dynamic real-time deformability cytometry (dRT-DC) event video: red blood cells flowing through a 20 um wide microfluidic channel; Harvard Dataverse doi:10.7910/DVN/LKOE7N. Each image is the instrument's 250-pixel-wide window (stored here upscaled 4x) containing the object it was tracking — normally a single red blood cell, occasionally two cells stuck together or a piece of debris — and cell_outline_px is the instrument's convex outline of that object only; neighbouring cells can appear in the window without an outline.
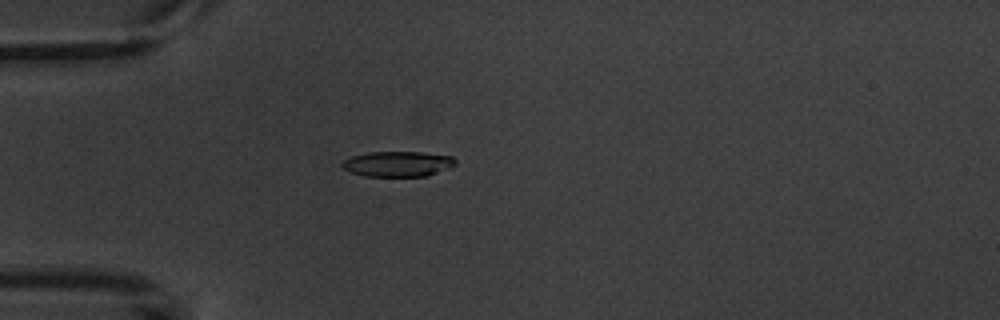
{"species": "common noctule bat (a hibernating species)", "species_latin": "Nyctalus noctula", "temperature_condition": "warm", "stored_images_in_passage": 7, "camera_frame_rate_fps": 3000, "um_per_image_px": 0.085, "animal": {"sex": "male", "body_mass_g": 20.1, "forearm_length_mm": 53.5}, "frame": {"image": 1, "passage_image": 5, "time_ms": 4.667, "image_size_px": [1000, 320], "cell_outline_px": [[456, 164], [448, 168], [428, 176], [364, 176], [352, 172], [344, 168], [340, 164], [344, 160], [352, 156], [368, 152], [424, 152], [452, 156], [456, 160]], "centroid_in_image_um": [33.83, 13.93], "position_along_channel_um": 51.2, "area_um2": 16.7}}